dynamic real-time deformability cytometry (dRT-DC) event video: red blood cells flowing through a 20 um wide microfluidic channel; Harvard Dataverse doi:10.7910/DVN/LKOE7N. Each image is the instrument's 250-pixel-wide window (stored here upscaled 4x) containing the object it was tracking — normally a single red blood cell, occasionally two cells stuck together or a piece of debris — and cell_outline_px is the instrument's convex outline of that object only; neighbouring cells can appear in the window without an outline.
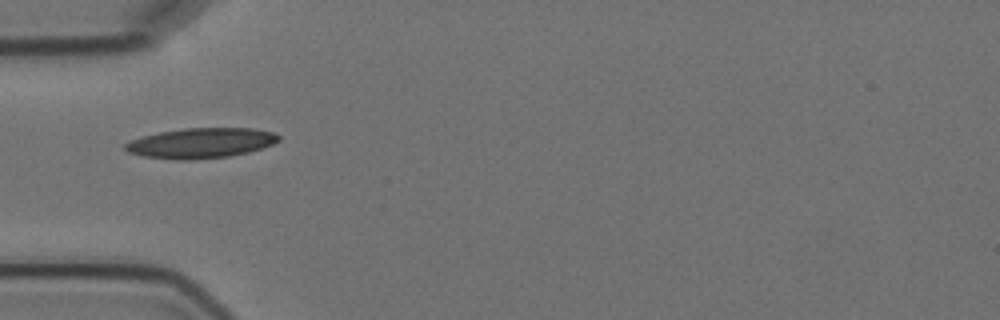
{"species": "Egyptian fruit bat (a non-hibernating species)", "species_latin": "Rousettus aegyptiacus", "temperature_condition": "cold", "stored_images_in_passage": 11, "camera_frame_rate_fps": 3000, "um_per_image_px": 0.085, "animal": {"sex": "female"}, "frame": {"image": 1, "passage_image": 1, "time_ms": 0.0, "image_size_px": [1000, 320], "cell_outline_px": [[280, 140], [272, 144], [248, 152], [228, 156], [188, 160], [176, 160], [144, 156], [128, 152], [124, 148], [124, 144], [132, 140], [144, 136], [160, 132], [184, 128], [252, 128], [276, 132], [280, 136]], "centroid_in_image_um": [17.1, 12.15], "position_along_channel_um": 67.9, "area_um2": 26.82}}
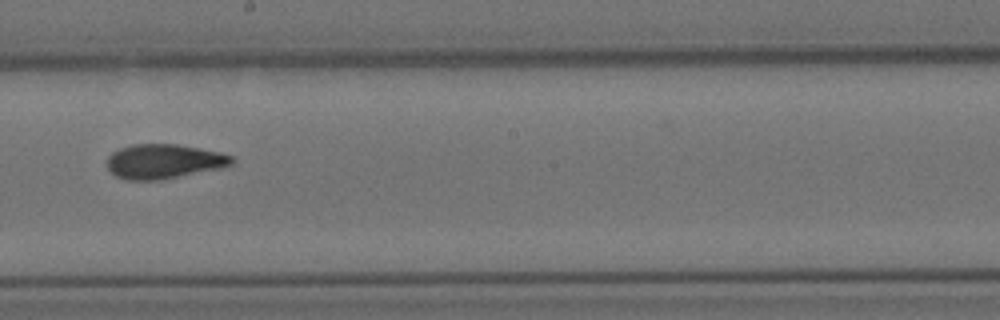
{"frame": {"image": 2, "passage_image": 5, "time_ms": 4.667, "image_size_px": [1000, 320], "cell_outline_px": [[232, 164], [224, 168], [156, 180], [128, 180], [116, 176], [108, 168], [108, 156], [112, 152], [120, 148], [132, 144], [176, 144], [200, 148], [220, 152], [232, 156]], "centroid_in_image_um": [13.93, 13.71], "position_along_channel_um": 234.3, "area_um2": 24.97}}
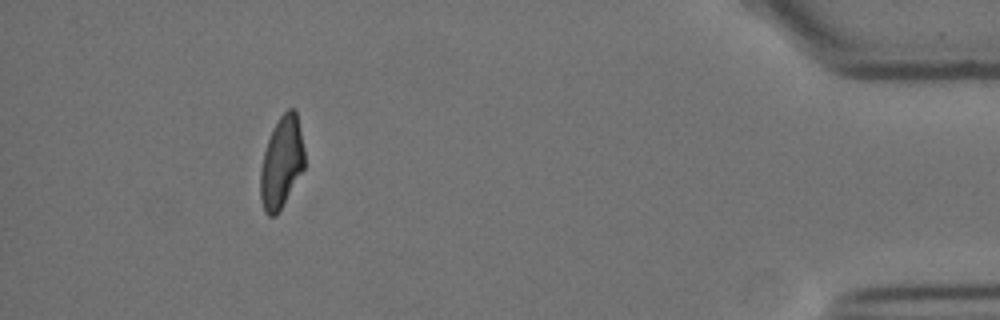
{"frame": {"image": 3, "passage_image": 10, "time_ms": 11.333, "image_size_px": [1000, 320], "cell_outline_px": [[304, 168], [276, 216], [268, 216], [264, 212], [260, 200], [260, 168], [264, 152], [272, 128], [280, 116], [288, 108], [292, 108], [296, 112], [304, 148]], "centroid_in_image_um": [23.91, 13.82], "position_along_channel_um": 411.3, "area_um2": 23.41}, "authors_computed_cell_mechanics": {"area_um2": 24.7962, "velocity_mm_per_s": 3.5369, "shape_relaxation_time_tau1_ms": 5.7068, "shape_relaxation_time_tau2_ms": null, "deformation_change_tau1": 0.1457, "deformation_change_tau2": null}}